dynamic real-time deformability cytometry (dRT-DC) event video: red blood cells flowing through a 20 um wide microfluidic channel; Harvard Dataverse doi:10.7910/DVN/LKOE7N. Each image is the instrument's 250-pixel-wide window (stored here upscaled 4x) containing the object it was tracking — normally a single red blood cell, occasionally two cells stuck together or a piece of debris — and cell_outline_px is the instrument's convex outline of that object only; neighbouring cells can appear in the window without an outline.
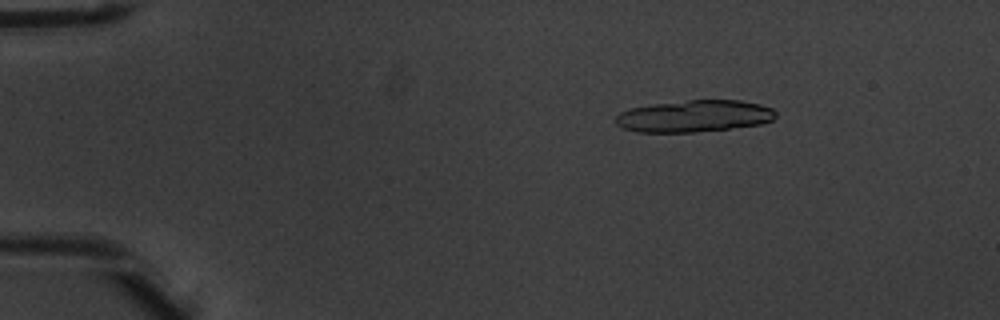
{"species": "common noctule bat (a hibernating species)", "species_latin": "Nyctalus noctula", "temperature_condition": "warm", "stored_images_in_passage": 5, "camera_frame_rate_fps": 3000, "um_per_image_px": 0.085, "animal": {"sex": "male", "body_mass_g": 20.1, "forearm_length_mm": 53.5}, "frame": {"image": 1, "passage_image": 3, "time_ms": 0.667, "image_size_px": [1000, 320], "cell_outline_px": [[776, 116], [772, 120], [760, 124], [728, 128], [692, 132], [636, 132], [620, 128], [616, 124], [616, 116], [620, 112], [632, 108], [652, 104], [688, 100], [740, 100], [760, 104], [772, 108], [776, 112]], "centroid_in_image_um": [58.99, 9.87], "position_along_channel_um": 26.0, "area_um2": 29.65}}